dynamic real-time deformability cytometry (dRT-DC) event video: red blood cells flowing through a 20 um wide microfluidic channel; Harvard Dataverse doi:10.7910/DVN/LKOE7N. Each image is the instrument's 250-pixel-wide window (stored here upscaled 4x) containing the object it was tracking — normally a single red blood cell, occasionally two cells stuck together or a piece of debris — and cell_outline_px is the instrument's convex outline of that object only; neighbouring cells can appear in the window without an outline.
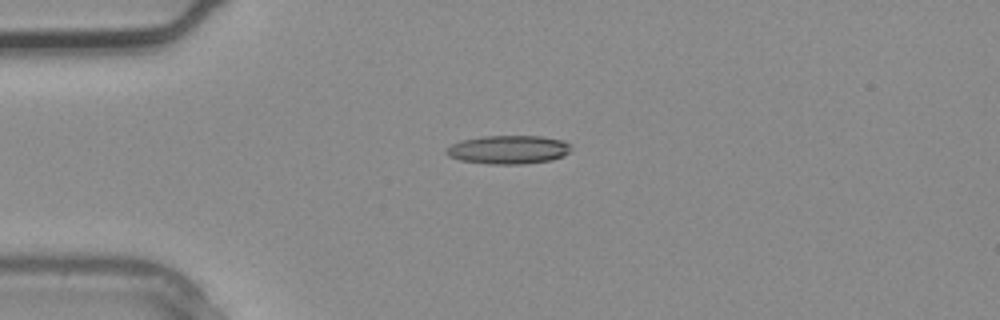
{"species": "common noctule bat (a hibernating species)", "species_latin": "Nyctalus noctula", "temperature_condition": "warm", "stored_images_in_passage": 2, "camera_frame_rate_fps": 3000, "um_per_image_px": 0.085, "animal": {"sex": "male", "body_mass_g": 20.4}, "frame": {"image": 1, "passage_image": 2, "time_ms": 0.333, "image_size_px": [1000, 320], "cell_outline_px": [[572, 148], [564, 156], [552, 160], [520, 164], [492, 164], [460, 160], [448, 156], [444, 152], [444, 148], [460, 140], [484, 136], [544, 136], [564, 140], [572, 144]], "centroid_in_image_um": [43.23, 12.71], "position_along_channel_um": 41.8, "area_um2": 21.04}}